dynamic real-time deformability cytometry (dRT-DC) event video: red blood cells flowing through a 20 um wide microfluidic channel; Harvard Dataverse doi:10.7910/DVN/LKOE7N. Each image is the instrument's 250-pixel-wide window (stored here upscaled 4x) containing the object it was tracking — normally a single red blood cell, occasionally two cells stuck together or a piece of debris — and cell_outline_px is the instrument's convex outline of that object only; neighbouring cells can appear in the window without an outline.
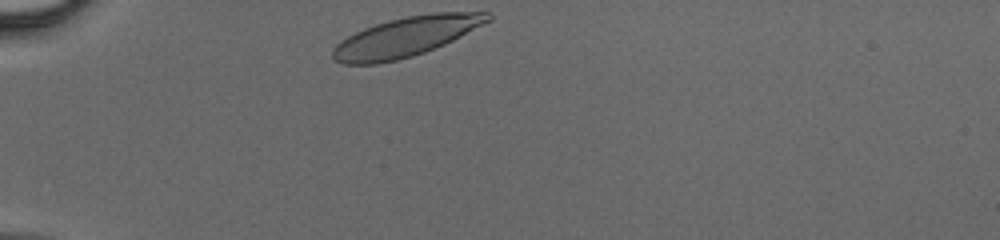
{"species": "human", "species_latin": "Homo sapiens", "temperature_condition": "cold", "stored_images_in_passage": 27, "camera_frame_rate_fps": 3000, "um_per_image_px": 0.085, "donor": {"sex": "male"}, "frame": {"image": 1, "passage_image": 1, "time_ms": 0.0, "image_size_px": [1000, 240], "cell_outline_px": [[492, 20], [444, 44], [424, 52], [412, 56], [396, 60], [376, 64], [344, 64], [332, 60], [332, 48], [340, 40], [364, 28], [388, 20], [408, 16], [432, 12], [488, 12], [492, 16]], "centroid_in_image_um": [34.47, 3.13], "position_along_channel_um": 50.5, "area_um2": 35.66}}
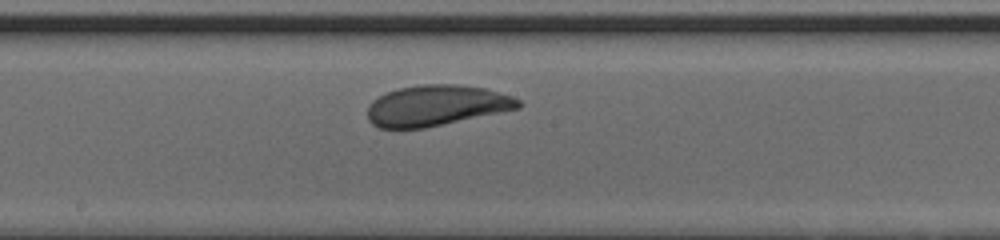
{"frame": {"image": 2, "passage_image": 14, "time_ms": 4.333, "image_size_px": [1000, 240], "cell_outline_px": [[524, 104], [520, 108], [424, 128], [380, 128], [372, 124], [368, 120], [368, 104], [372, 100], [388, 92], [400, 88], [420, 84], [456, 84], [484, 88], [512, 96], [520, 100]], "centroid_in_image_um": [37.09, 8.97], "position_along_channel_um": 211.1, "area_um2": 35.66}}
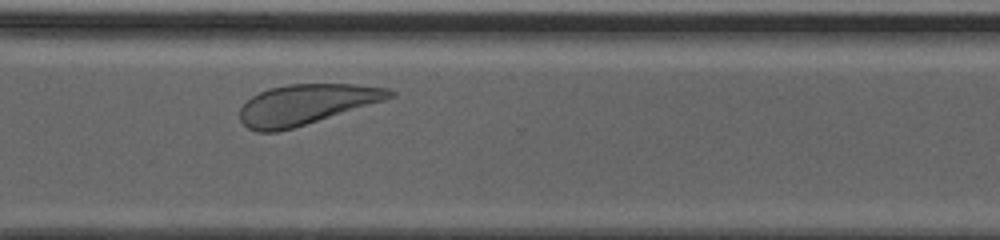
{"frame": {"image": 3, "passage_image": 23, "time_ms": 7.333, "image_size_px": [1000, 240], "cell_outline_px": [[396, 96], [384, 100], [292, 128], [276, 132], [256, 132], [248, 128], [240, 120], [240, 108], [252, 96], [268, 88], [288, 84], [352, 84], [388, 88], [396, 92]], "centroid_in_image_um": [26.0, 8.87], "position_along_channel_um": 344.6, "area_um2": 34.74}}